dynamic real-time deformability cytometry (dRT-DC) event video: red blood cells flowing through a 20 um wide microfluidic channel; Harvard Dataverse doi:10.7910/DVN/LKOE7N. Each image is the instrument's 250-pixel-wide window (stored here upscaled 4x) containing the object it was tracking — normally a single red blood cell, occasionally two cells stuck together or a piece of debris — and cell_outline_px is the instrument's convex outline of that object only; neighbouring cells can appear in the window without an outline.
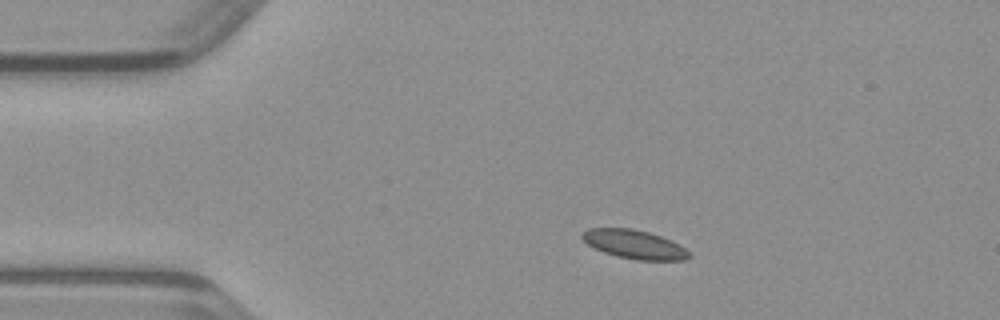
{"species": "common noctule bat (a hibernating species)", "species_latin": "Nyctalus noctula", "temperature_condition": "warm", "stored_images_in_passage": 40, "camera_frame_rate_fps": 3000, "um_per_image_px": 0.085, "animal": {"sex": "male", "body_mass_g": 23.1, "forearm_length_mm": 52.7}, "frame": {"image": 1, "passage_image": 1, "time_ms": 0.0, "image_size_px": [1000, 320], "cell_outline_px": [[692, 256], [684, 260], [636, 260], [616, 256], [604, 252], [588, 244], [580, 236], [588, 228], [632, 228], [648, 232], [660, 236], [680, 244], [692, 252]], "centroid_in_image_um": [53.97, 20.77], "position_along_channel_um": 31.0, "area_um2": 17.98}}
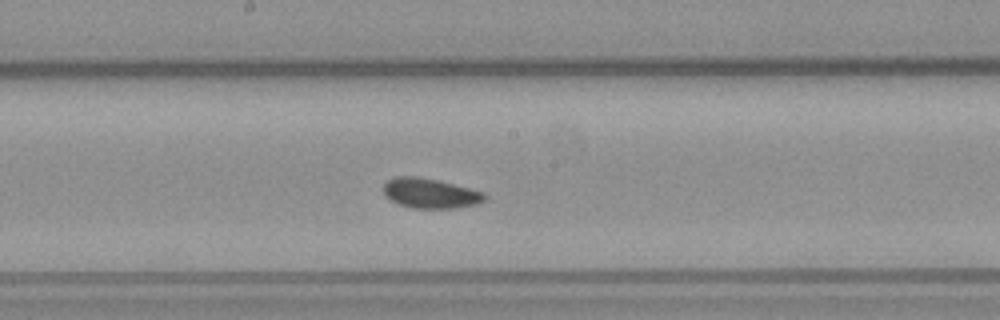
{"frame": {"image": 2, "passage_image": 17, "time_ms": 5.333, "image_size_px": [1000, 320], "cell_outline_px": [[484, 200], [476, 204], [456, 208], [412, 208], [400, 204], [384, 196], [380, 188], [388, 180], [396, 176], [420, 176], [484, 192]], "centroid_in_image_um": [36.49, 16.42], "position_along_channel_um": 211.7, "area_um2": 17.57}}
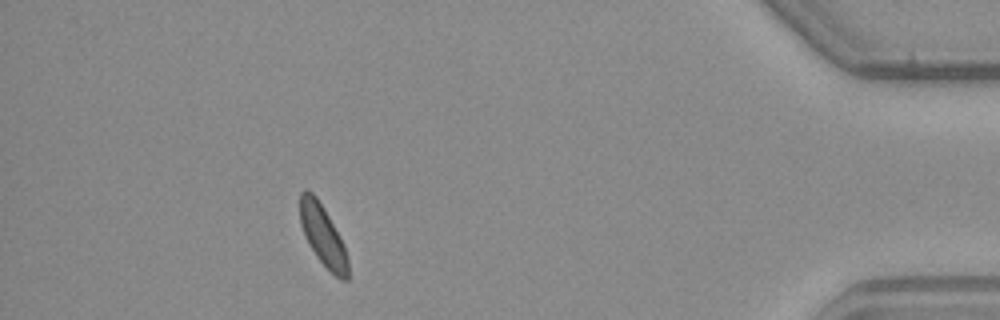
{"frame": {"image": 3, "passage_image": 35, "time_ms": 11.333, "image_size_px": [1000, 320], "cell_outline_px": [[348, 280], [340, 280], [316, 256], [308, 244], [304, 236], [300, 224], [300, 192], [312, 192], [316, 196], [324, 208], [340, 236], [344, 244], [348, 260]], "centroid_in_image_um": [27.44, 20.03], "position_along_channel_um": 407.8, "area_um2": 16.88}}